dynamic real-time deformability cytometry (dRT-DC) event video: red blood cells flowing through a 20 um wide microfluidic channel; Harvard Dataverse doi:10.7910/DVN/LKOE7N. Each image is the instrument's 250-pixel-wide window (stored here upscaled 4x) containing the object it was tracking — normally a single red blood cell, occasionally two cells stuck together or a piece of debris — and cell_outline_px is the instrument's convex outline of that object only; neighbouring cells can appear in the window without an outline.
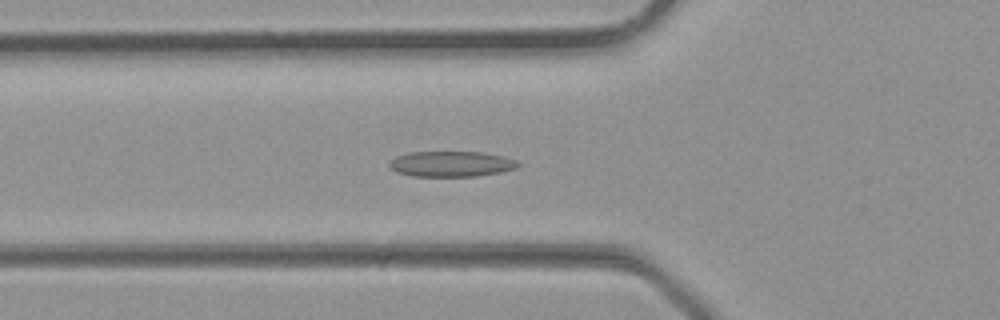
{"species": "common noctule bat (a hibernating species)", "species_latin": "Nyctalus noctula", "temperature_condition": "room temperature", "stored_images_in_passage": 33, "camera_frame_rate_fps": 3000, "um_per_image_px": 0.085, "animal": {"sex": "male", "body_mass_g": 23.1, "forearm_length_mm": 52.7}, "frame": {"image": 1, "passage_image": 10, "time_ms": 3.0, "image_size_px": [1000, 320], "cell_outline_px": [[520, 164], [516, 168], [500, 172], [476, 176], [412, 176], [396, 172], [388, 164], [388, 160], [396, 156], [408, 152], [480, 152], [504, 156], [516, 160]], "centroid_in_image_um": [38.32, 13.93], "position_along_channel_um": 87.5, "area_um2": 19.19}}
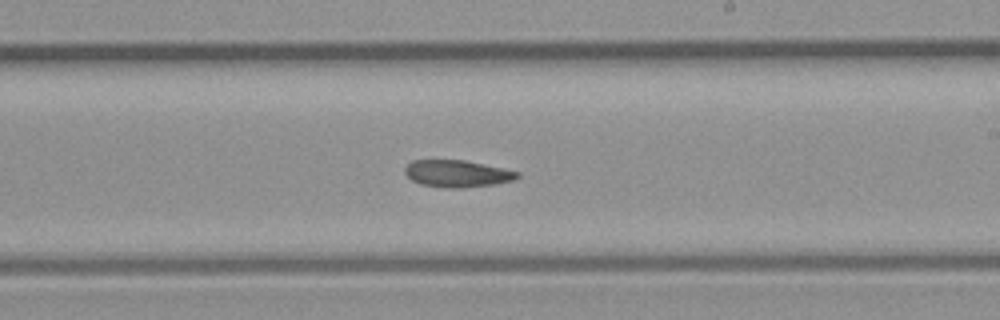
{"frame": {"image": 2, "passage_image": 18, "time_ms": 5.667, "image_size_px": [1000, 320], "cell_outline_px": [[520, 176], [512, 180], [492, 184], [460, 188], [452, 188], [420, 184], [412, 180], [404, 172], [404, 168], [412, 160], [464, 160], [520, 172]], "centroid_in_image_um": [38.83, 14.75], "position_along_channel_um": 250.2, "area_um2": 17.4}}
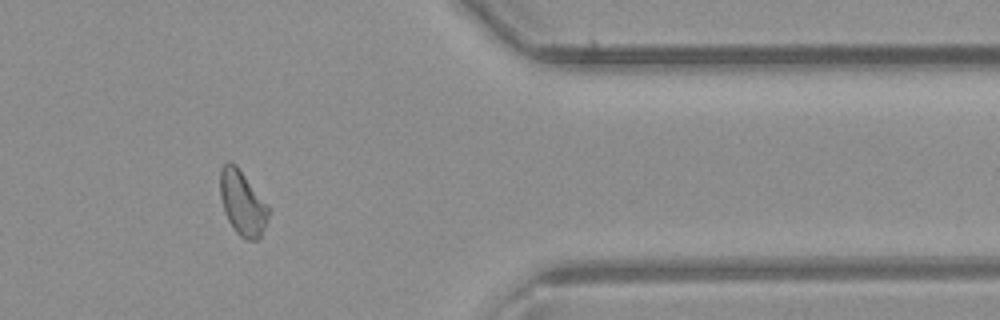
{"frame": {"image": 3, "passage_image": 26, "time_ms": 8.333, "image_size_px": [1000, 320], "cell_outline_px": [[268, 216], [260, 236], [256, 240], [244, 240], [236, 232], [228, 220], [224, 212], [220, 196], [220, 168], [228, 160], [236, 164], [268, 208]], "centroid_in_image_um": [20.55, 17.25], "position_along_channel_um": 390.9, "area_um2": 17.74}}